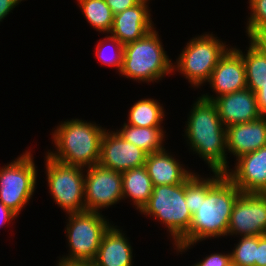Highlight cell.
<instances>
[{
  "instance_id": "6da1fadb",
  "label": "cell",
  "mask_w": 266,
  "mask_h": 266,
  "mask_svg": "<svg viewBox=\"0 0 266 266\" xmlns=\"http://www.w3.org/2000/svg\"><path fill=\"white\" fill-rule=\"evenodd\" d=\"M212 178L199 177V204L188 233L175 245L183 252L206 238L227 236L231 212L240 189L222 172Z\"/></svg>"
},
{
  "instance_id": "7a4b0ae2",
  "label": "cell",
  "mask_w": 266,
  "mask_h": 266,
  "mask_svg": "<svg viewBox=\"0 0 266 266\" xmlns=\"http://www.w3.org/2000/svg\"><path fill=\"white\" fill-rule=\"evenodd\" d=\"M185 132L191 149L208 163L212 172L225 173L229 170L225 154L226 127L212 101L198 97L188 117Z\"/></svg>"
},
{
  "instance_id": "3957f363",
  "label": "cell",
  "mask_w": 266,
  "mask_h": 266,
  "mask_svg": "<svg viewBox=\"0 0 266 266\" xmlns=\"http://www.w3.org/2000/svg\"><path fill=\"white\" fill-rule=\"evenodd\" d=\"M104 132L96 123L80 119L65 121L52 134L57 151H48V155L68 165L89 168L99 163Z\"/></svg>"
},
{
  "instance_id": "277c9868",
  "label": "cell",
  "mask_w": 266,
  "mask_h": 266,
  "mask_svg": "<svg viewBox=\"0 0 266 266\" xmlns=\"http://www.w3.org/2000/svg\"><path fill=\"white\" fill-rule=\"evenodd\" d=\"M157 31L153 28L142 38L124 45L120 73L126 78L143 82L161 80L170 74L173 63L166 55Z\"/></svg>"
},
{
  "instance_id": "5b68a950",
  "label": "cell",
  "mask_w": 266,
  "mask_h": 266,
  "mask_svg": "<svg viewBox=\"0 0 266 266\" xmlns=\"http://www.w3.org/2000/svg\"><path fill=\"white\" fill-rule=\"evenodd\" d=\"M66 232L70 254L59 263L90 264L96 257L102 237L111 224L99 212L69 214Z\"/></svg>"
},
{
  "instance_id": "8992f818",
  "label": "cell",
  "mask_w": 266,
  "mask_h": 266,
  "mask_svg": "<svg viewBox=\"0 0 266 266\" xmlns=\"http://www.w3.org/2000/svg\"><path fill=\"white\" fill-rule=\"evenodd\" d=\"M140 212L165 224L176 245L188 233L192 220L185 203V182L154 186L150 199Z\"/></svg>"
},
{
  "instance_id": "52a82bcc",
  "label": "cell",
  "mask_w": 266,
  "mask_h": 266,
  "mask_svg": "<svg viewBox=\"0 0 266 266\" xmlns=\"http://www.w3.org/2000/svg\"><path fill=\"white\" fill-rule=\"evenodd\" d=\"M227 50L228 47L212 34L193 38L181 52L173 69L180 70L192 85L199 87L209 81L213 69Z\"/></svg>"
},
{
  "instance_id": "ba28073f",
  "label": "cell",
  "mask_w": 266,
  "mask_h": 266,
  "mask_svg": "<svg viewBox=\"0 0 266 266\" xmlns=\"http://www.w3.org/2000/svg\"><path fill=\"white\" fill-rule=\"evenodd\" d=\"M46 173L50 194L68 214L85 211L83 168L59 162L47 154Z\"/></svg>"
},
{
  "instance_id": "9c48e42d",
  "label": "cell",
  "mask_w": 266,
  "mask_h": 266,
  "mask_svg": "<svg viewBox=\"0 0 266 266\" xmlns=\"http://www.w3.org/2000/svg\"><path fill=\"white\" fill-rule=\"evenodd\" d=\"M37 179L36 166L28 151L0 168V202L17 215L31 199Z\"/></svg>"
},
{
  "instance_id": "30bf717a",
  "label": "cell",
  "mask_w": 266,
  "mask_h": 266,
  "mask_svg": "<svg viewBox=\"0 0 266 266\" xmlns=\"http://www.w3.org/2000/svg\"><path fill=\"white\" fill-rule=\"evenodd\" d=\"M85 211L98 212L123 199L122 172L95 164L86 170Z\"/></svg>"
},
{
  "instance_id": "8fae6325",
  "label": "cell",
  "mask_w": 266,
  "mask_h": 266,
  "mask_svg": "<svg viewBox=\"0 0 266 266\" xmlns=\"http://www.w3.org/2000/svg\"><path fill=\"white\" fill-rule=\"evenodd\" d=\"M227 234H266V193H241L231 212Z\"/></svg>"
},
{
  "instance_id": "7c38bea8",
  "label": "cell",
  "mask_w": 266,
  "mask_h": 266,
  "mask_svg": "<svg viewBox=\"0 0 266 266\" xmlns=\"http://www.w3.org/2000/svg\"><path fill=\"white\" fill-rule=\"evenodd\" d=\"M107 131L101 140L99 165L119 172L145 166L147 152L125 141L117 132Z\"/></svg>"
},
{
  "instance_id": "4fadbf2b",
  "label": "cell",
  "mask_w": 266,
  "mask_h": 266,
  "mask_svg": "<svg viewBox=\"0 0 266 266\" xmlns=\"http://www.w3.org/2000/svg\"><path fill=\"white\" fill-rule=\"evenodd\" d=\"M208 82L211 88L214 89L213 91L218 94L216 97H210L207 94L201 96L208 101H213L215 98L225 94L246 89V69L242 54L236 48H229L219 59Z\"/></svg>"
},
{
  "instance_id": "5bb4252c",
  "label": "cell",
  "mask_w": 266,
  "mask_h": 266,
  "mask_svg": "<svg viewBox=\"0 0 266 266\" xmlns=\"http://www.w3.org/2000/svg\"><path fill=\"white\" fill-rule=\"evenodd\" d=\"M235 170L224 174L242 193H266V146L242 155Z\"/></svg>"
},
{
  "instance_id": "9a60e30c",
  "label": "cell",
  "mask_w": 266,
  "mask_h": 266,
  "mask_svg": "<svg viewBox=\"0 0 266 266\" xmlns=\"http://www.w3.org/2000/svg\"><path fill=\"white\" fill-rule=\"evenodd\" d=\"M212 102L215 104L225 127L251 122L261 117L256 94L248 88L219 96Z\"/></svg>"
},
{
  "instance_id": "2e32d148",
  "label": "cell",
  "mask_w": 266,
  "mask_h": 266,
  "mask_svg": "<svg viewBox=\"0 0 266 266\" xmlns=\"http://www.w3.org/2000/svg\"><path fill=\"white\" fill-rule=\"evenodd\" d=\"M148 0H141L135 6L114 15L111 36L123 46L142 38L153 29Z\"/></svg>"
},
{
  "instance_id": "e0dca14e",
  "label": "cell",
  "mask_w": 266,
  "mask_h": 266,
  "mask_svg": "<svg viewBox=\"0 0 266 266\" xmlns=\"http://www.w3.org/2000/svg\"><path fill=\"white\" fill-rule=\"evenodd\" d=\"M227 150L238 159L266 146V117L226 127Z\"/></svg>"
},
{
  "instance_id": "ac0fdd59",
  "label": "cell",
  "mask_w": 266,
  "mask_h": 266,
  "mask_svg": "<svg viewBox=\"0 0 266 266\" xmlns=\"http://www.w3.org/2000/svg\"><path fill=\"white\" fill-rule=\"evenodd\" d=\"M120 231L111 225L104 233L91 266H132V247Z\"/></svg>"
},
{
  "instance_id": "d6986e66",
  "label": "cell",
  "mask_w": 266,
  "mask_h": 266,
  "mask_svg": "<svg viewBox=\"0 0 266 266\" xmlns=\"http://www.w3.org/2000/svg\"><path fill=\"white\" fill-rule=\"evenodd\" d=\"M165 150L150 153L145 160V168L153 185H176L185 182L193 172L183 168Z\"/></svg>"
},
{
  "instance_id": "ffe728a7",
  "label": "cell",
  "mask_w": 266,
  "mask_h": 266,
  "mask_svg": "<svg viewBox=\"0 0 266 266\" xmlns=\"http://www.w3.org/2000/svg\"><path fill=\"white\" fill-rule=\"evenodd\" d=\"M153 183L145 166L122 172L123 198L130 197L137 209L141 210L153 191Z\"/></svg>"
},
{
  "instance_id": "44dd1931",
  "label": "cell",
  "mask_w": 266,
  "mask_h": 266,
  "mask_svg": "<svg viewBox=\"0 0 266 266\" xmlns=\"http://www.w3.org/2000/svg\"><path fill=\"white\" fill-rule=\"evenodd\" d=\"M117 133L127 142L143 149L148 154L162 151L164 131L161 127H135L124 123Z\"/></svg>"
},
{
  "instance_id": "7402d4cb",
  "label": "cell",
  "mask_w": 266,
  "mask_h": 266,
  "mask_svg": "<svg viewBox=\"0 0 266 266\" xmlns=\"http://www.w3.org/2000/svg\"><path fill=\"white\" fill-rule=\"evenodd\" d=\"M163 107L154 99H141L129 111L128 125L135 127H161L165 116Z\"/></svg>"
},
{
  "instance_id": "603a6c76",
  "label": "cell",
  "mask_w": 266,
  "mask_h": 266,
  "mask_svg": "<svg viewBox=\"0 0 266 266\" xmlns=\"http://www.w3.org/2000/svg\"><path fill=\"white\" fill-rule=\"evenodd\" d=\"M85 18L99 32L110 33L114 14L105 0H77Z\"/></svg>"
},
{
  "instance_id": "cb8c5ba5",
  "label": "cell",
  "mask_w": 266,
  "mask_h": 266,
  "mask_svg": "<svg viewBox=\"0 0 266 266\" xmlns=\"http://www.w3.org/2000/svg\"><path fill=\"white\" fill-rule=\"evenodd\" d=\"M248 49L244 55L241 50L237 51L242 54L245 63L247 88L255 93L260 84L266 83V57L252 45Z\"/></svg>"
},
{
  "instance_id": "d4e9b609",
  "label": "cell",
  "mask_w": 266,
  "mask_h": 266,
  "mask_svg": "<svg viewBox=\"0 0 266 266\" xmlns=\"http://www.w3.org/2000/svg\"><path fill=\"white\" fill-rule=\"evenodd\" d=\"M231 254L232 266H255L256 246L258 236H243L240 238Z\"/></svg>"
},
{
  "instance_id": "484cf974",
  "label": "cell",
  "mask_w": 266,
  "mask_h": 266,
  "mask_svg": "<svg viewBox=\"0 0 266 266\" xmlns=\"http://www.w3.org/2000/svg\"><path fill=\"white\" fill-rule=\"evenodd\" d=\"M107 43L110 45L112 44V46L114 47L113 51L112 49L110 51V53L113 52V55L111 53L109 56V51L107 52V54L105 53L106 50H109L106 49L107 46L109 47ZM96 47V55L98 59L102 62V64L116 67L120 72L123 63L124 46L116 38L107 35L106 38L100 41V43H98Z\"/></svg>"
},
{
  "instance_id": "4316f807",
  "label": "cell",
  "mask_w": 266,
  "mask_h": 266,
  "mask_svg": "<svg viewBox=\"0 0 266 266\" xmlns=\"http://www.w3.org/2000/svg\"><path fill=\"white\" fill-rule=\"evenodd\" d=\"M249 7L252 12L246 33L266 30V0H249Z\"/></svg>"
},
{
  "instance_id": "83f0119b",
  "label": "cell",
  "mask_w": 266,
  "mask_h": 266,
  "mask_svg": "<svg viewBox=\"0 0 266 266\" xmlns=\"http://www.w3.org/2000/svg\"><path fill=\"white\" fill-rule=\"evenodd\" d=\"M185 203L193 215L199 204V175L195 173L185 181Z\"/></svg>"
},
{
  "instance_id": "f1b7e54d",
  "label": "cell",
  "mask_w": 266,
  "mask_h": 266,
  "mask_svg": "<svg viewBox=\"0 0 266 266\" xmlns=\"http://www.w3.org/2000/svg\"><path fill=\"white\" fill-rule=\"evenodd\" d=\"M193 266H232L231 254L214 253L206 256L205 259L199 261Z\"/></svg>"
},
{
  "instance_id": "f546056e",
  "label": "cell",
  "mask_w": 266,
  "mask_h": 266,
  "mask_svg": "<svg viewBox=\"0 0 266 266\" xmlns=\"http://www.w3.org/2000/svg\"><path fill=\"white\" fill-rule=\"evenodd\" d=\"M250 43L256 50L266 57V30L250 32Z\"/></svg>"
},
{
  "instance_id": "4dcf8cb0",
  "label": "cell",
  "mask_w": 266,
  "mask_h": 266,
  "mask_svg": "<svg viewBox=\"0 0 266 266\" xmlns=\"http://www.w3.org/2000/svg\"><path fill=\"white\" fill-rule=\"evenodd\" d=\"M141 0H105L114 15L121 13L125 9L131 8Z\"/></svg>"
},
{
  "instance_id": "1f68e13d",
  "label": "cell",
  "mask_w": 266,
  "mask_h": 266,
  "mask_svg": "<svg viewBox=\"0 0 266 266\" xmlns=\"http://www.w3.org/2000/svg\"><path fill=\"white\" fill-rule=\"evenodd\" d=\"M255 266H266V234L258 236Z\"/></svg>"
},
{
  "instance_id": "d6a6232c",
  "label": "cell",
  "mask_w": 266,
  "mask_h": 266,
  "mask_svg": "<svg viewBox=\"0 0 266 266\" xmlns=\"http://www.w3.org/2000/svg\"><path fill=\"white\" fill-rule=\"evenodd\" d=\"M257 106L261 116L266 117V83L260 84V88L255 92Z\"/></svg>"
},
{
  "instance_id": "836d02e7",
  "label": "cell",
  "mask_w": 266,
  "mask_h": 266,
  "mask_svg": "<svg viewBox=\"0 0 266 266\" xmlns=\"http://www.w3.org/2000/svg\"><path fill=\"white\" fill-rule=\"evenodd\" d=\"M23 0H0V22Z\"/></svg>"
},
{
  "instance_id": "e575fe53",
  "label": "cell",
  "mask_w": 266,
  "mask_h": 266,
  "mask_svg": "<svg viewBox=\"0 0 266 266\" xmlns=\"http://www.w3.org/2000/svg\"><path fill=\"white\" fill-rule=\"evenodd\" d=\"M15 217H17V214L0 202V226L8 221L10 222Z\"/></svg>"
},
{
  "instance_id": "d590c367",
  "label": "cell",
  "mask_w": 266,
  "mask_h": 266,
  "mask_svg": "<svg viewBox=\"0 0 266 266\" xmlns=\"http://www.w3.org/2000/svg\"><path fill=\"white\" fill-rule=\"evenodd\" d=\"M58 266H91L90 264H65V263H58Z\"/></svg>"
}]
</instances>
